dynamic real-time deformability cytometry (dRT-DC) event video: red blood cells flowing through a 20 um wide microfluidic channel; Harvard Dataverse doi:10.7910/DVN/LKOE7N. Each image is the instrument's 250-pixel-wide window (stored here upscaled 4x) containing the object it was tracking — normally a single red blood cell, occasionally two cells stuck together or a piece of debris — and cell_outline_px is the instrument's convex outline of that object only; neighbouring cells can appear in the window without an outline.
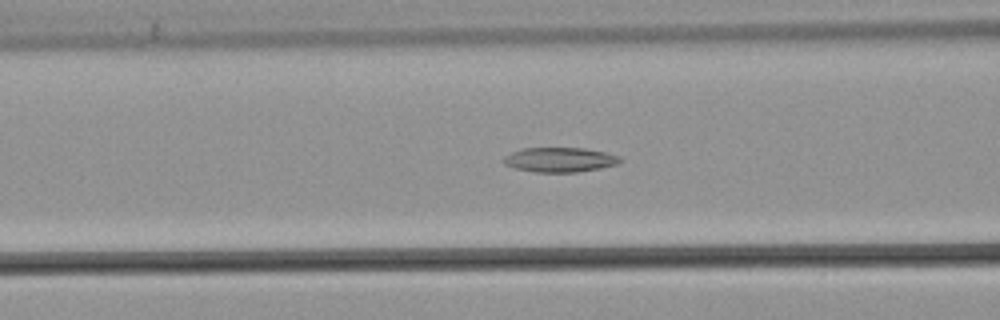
{"species": "common noctule bat (a hibernating species)", "species_latin": "Nyctalus noctula", "temperature_condition": "warm", "stored_images_in_passage": 56, "camera_frame_rate_fps": 3000, "um_per_image_px": 0.085, "animal": {"sex": "male", "body_mass_g": 21.5, "forearm_length_mm": 52.0}, "frame": {"image": 1, "passage_image": 23, "time_ms": 7.333, "image_size_px": [1000, 320], "cell_outline_px": [[624, 160], [620, 164], [600, 168], [576, 172], [532, 172], [516, 168], [504, 164], [504, 156], [520, 148], [584, 148], [608, 152], [620, 156]], "centroid_in_image_um": [47.64, 13.57], "position_along_channel_um": 119.0, "area_um2": 16.94}}
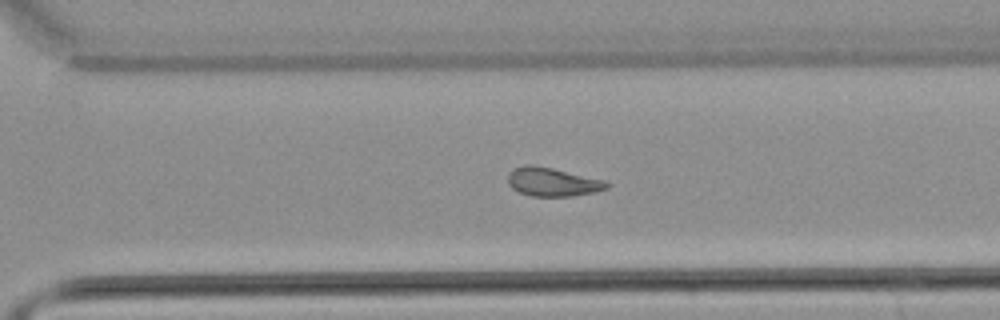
{"frame": {"image": 2, "passage_image": 39, "time_ms": 12.667, "image_size_px": [1000, 320], "cell_outline_px": [[608, 188], [596, 192], [572, 196], [532, 196], [520, 192], [512, 188], [508, 184], [508, 172], [512, 168], [524, 164], [532, 164], [552, 168], [600, 180], [608, 184]], "centroid_in_image_um": [46.87, 15.46], "position_along_channel_um": 323.7, "area_um2": 16.3}}
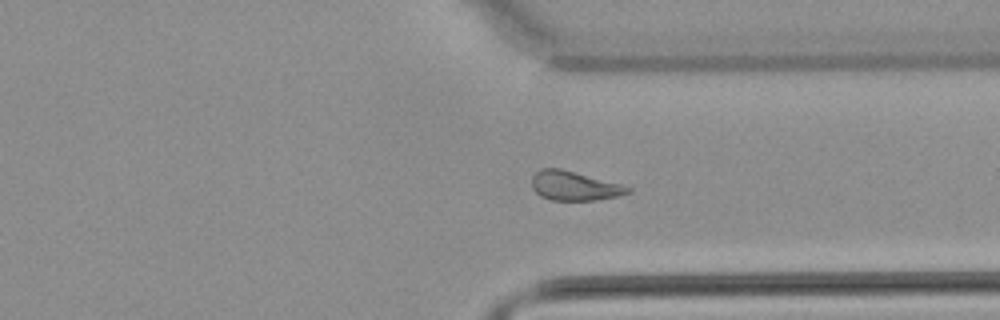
{"frame": {"image": 3, "passage_image": 42, "time_ms": 13.667, "image_size_px": [1000, 320], "cell_outline_px": [[632, 192], [616, 196], [596, 200], [552, 200], [540, 196], [532, 188], [532, 176], [540, 168], [560, 168], [620, 184], [632, 188]], "centroid_in_image_um": [48.79, 15.8], "position_along_channel_um": 362.6, "area_um2": 16.24}, "authors_computed_cell_mechanics": {"area_um2": 17.8024, "velocity_mm_per_s": 3.8441, "shape_relaxation_time_tau1_ms": null, "shape_relaxation_time_tau2_ms": 10.8185, "deformation_change_tau1": null, "deformation_change_tau2": 0.1892}}